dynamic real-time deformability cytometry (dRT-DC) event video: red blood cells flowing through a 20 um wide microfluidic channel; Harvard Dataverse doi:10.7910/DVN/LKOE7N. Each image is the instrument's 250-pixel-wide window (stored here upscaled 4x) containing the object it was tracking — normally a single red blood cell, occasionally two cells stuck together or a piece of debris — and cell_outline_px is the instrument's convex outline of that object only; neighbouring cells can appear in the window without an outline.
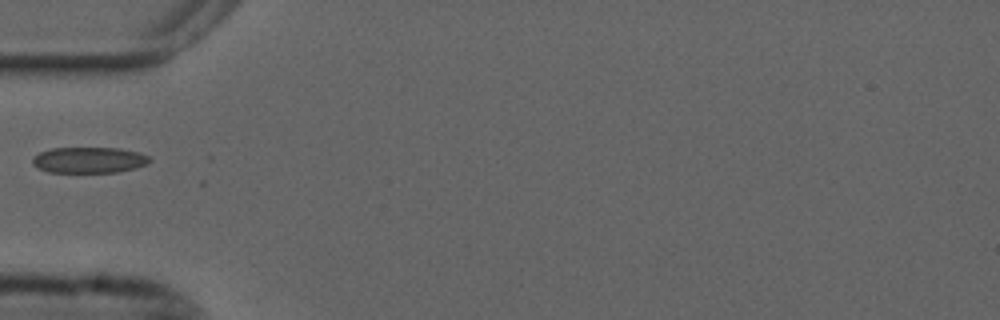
{"species": "common noctule bat (a hibernating species)", "species_latin": "Nyctalus noctula", "temperature_condition": "cold", "stored_images_in_passage": 34, "camera_frame_rate_fps": 3000, "um_per_image_px": 0.085, "animal": {"sex": "male", "forearm_length_mm": 52.5}, "frame": {"image": 1, "passage_image": 1, "time_ms": 0.0, "image_size_px": [1000, 320], "cell_outline_px": [[152, 160], [148, 164], [136, 168], [116, 172], [48, 172], [36, 168], [32, 164], [32, 160], [40, 152], [52, 148], [120, 148], [140, 152], [148, 156]], "centroid_in_image_um": [7.59, 13.6], "position_along_channel_um": 77.4, "area_um2": 17.8}}
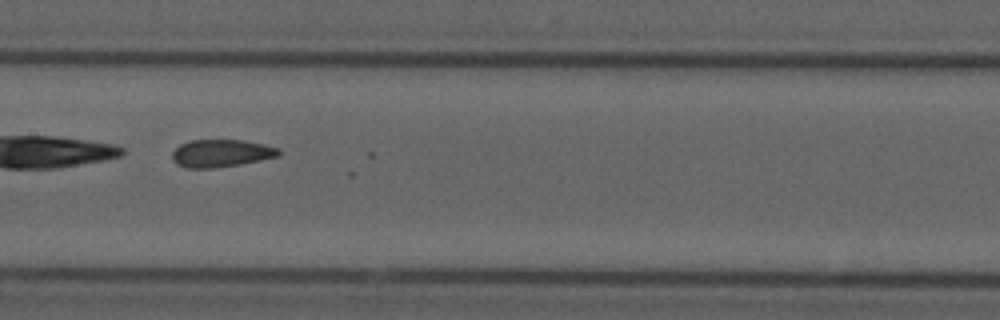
{"frame": {"image": 2, "passage_image": 10, "time_ms": 3.0, "image_size_px": [1000, 320], "cell_outline_px": [[280, 156], [240, 164], [216, 168], [188, 168], [176, 164], [172, 160], [172, 152], [180, 144], [192, 140], [244, 140], [280, 148]], "centroid_in_image_um": [18.79, 13.03], "position_along_channel_um": 188.6, "area_um2": 17.17}}
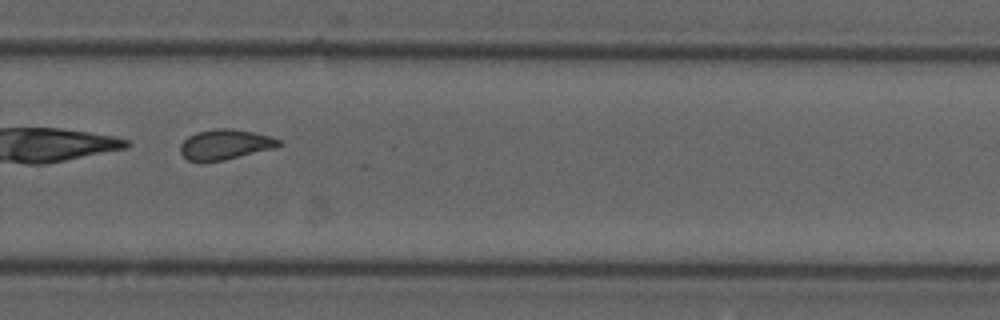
{"frame": {"image": 3, "passage_image": 20, "time_ms": 6.333, "image_size_px": [1000, 320], "cell_outline_px": [[284, 144], [276, 148], [224, 160], [200, 164], [188, 160], [180, 152], [180, 144], [188, 136], [196, 132], [216, 128], [232, 128], [256, 132], [280, 140]], "centroid_in_image_um": [19.12, 12.3], "position_along_channel_um": 310.7, "area_um2": 17.8}}